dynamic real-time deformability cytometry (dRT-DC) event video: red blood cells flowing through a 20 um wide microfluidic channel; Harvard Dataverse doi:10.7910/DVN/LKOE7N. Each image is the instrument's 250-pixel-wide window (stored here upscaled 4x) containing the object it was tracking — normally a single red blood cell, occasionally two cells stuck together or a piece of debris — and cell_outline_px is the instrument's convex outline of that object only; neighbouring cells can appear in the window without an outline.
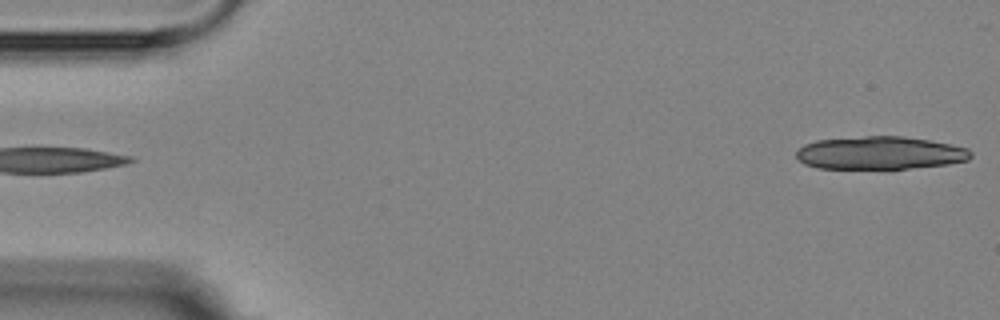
{"species": "Egyptian fruit bat (a non-hibernating species)", "species_latin": "Rousettus aegyptiacus", "temperature_condition": "room temperature", "stored_images_in_passage": 3, "segment_of_instrument_passage": [2, 2], "camera_frame_rate_fps": 3000, "um_per_image_px": 0.085, "animal": {"sex": "female"}, "frame": {"image": 1, "passage_image": 3, "time_ms": 2.333, "image_size_px": [1000, 320], "cell_outline_px": [[972, 156], [968, 160], [948, 164], [908, 168], [816, 168], [804, 164], [796, 156], [796, 152], [804, 144], [816, 140], [864, 136], [904, 136], [952, 144], [968, 148], [972, 152]], "centroid_in_image_um": [74.81, 12.99], "position_along_channel_um": 10.2, "area_um2": 33.47}}